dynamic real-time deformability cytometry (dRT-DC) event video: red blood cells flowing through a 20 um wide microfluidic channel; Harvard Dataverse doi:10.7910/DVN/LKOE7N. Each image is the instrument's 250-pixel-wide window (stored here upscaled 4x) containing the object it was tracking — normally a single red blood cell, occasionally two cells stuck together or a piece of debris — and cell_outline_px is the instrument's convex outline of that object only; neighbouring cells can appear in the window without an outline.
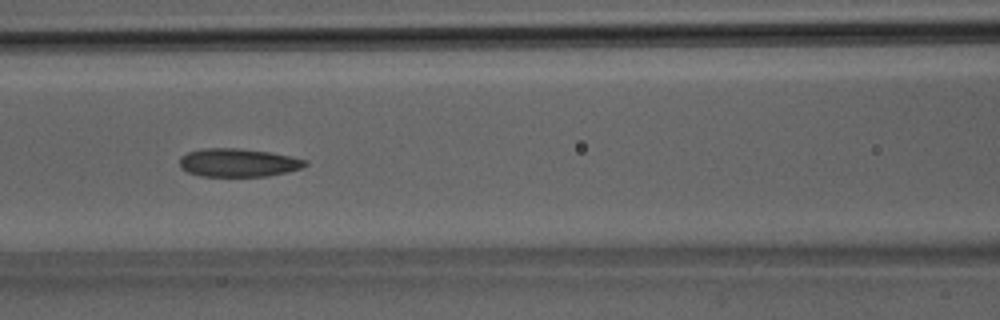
{"species": "Egyptian fruit bat (a non-hibernating species)", "species_latin": "Rousettus aegyptiacus", "temperature_condition": "room temperature", "stored_images_in_passage": 36, "camera_frame_rate_fps": 3000, "um_per_image_px": 0.085, "animal": {"sex": "male"}, "frame": {"image": 1, "passage_image": 16, "time_ms": 5.0, "image_size_px": [1000, 320], "cell_outline_px": [[308, 164], [300, 168], [288, 172], [268, 176], [200, 176], [188, 172], [180, 168], [180, 156], [188, 152], [204, 148], [236, 148], [268, 152], [308, 160]], "centroid_in_image_um": [20.23, 13.83], "position_along_channel_um": 146.4, "area_um2": 20.63}}
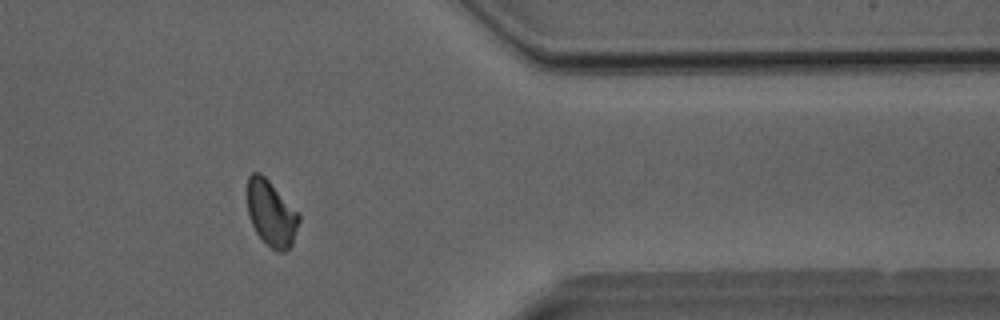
{"frame": {"image": 2, "passage_image": 30, "time_ms": 9.667, "image_size_px": [1000, 320], "cell_outline_px": [[300, 220], [292, 244], [284, 252], [276, 252], [256, 232], [248, 216], [248, 176], [252, 172], [260, 172], [300, 212]], "centroid_in_image_um": [23.08, 18.13], "position_along_channel_um": 388.3, "area_um2": 19.77}}
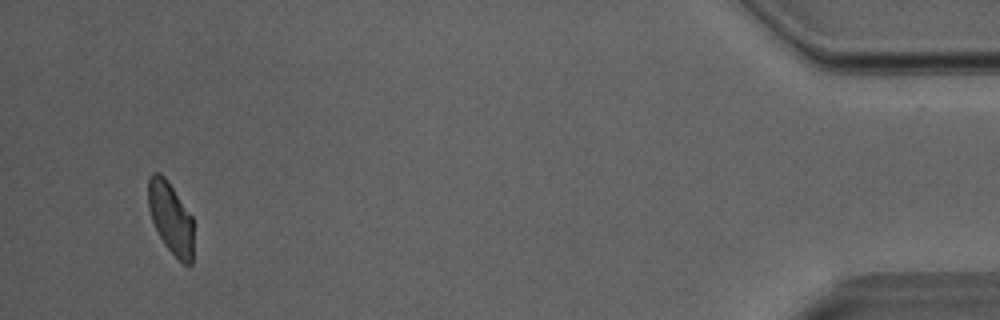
{"frame": {"image": 3, "passage_image": 35, "time_ms": 11.333, "image_size_px": [1000, 320], "cell_outline_px": [[192, 264], [184, 264], [164, 244], [152, 220], [148, 208], [148, 180], [152, 172], [160, 172], [168, 180], [192, 216]], "centroid_in_image_um": [14.49, 18.47], "position_along_channel_um": 420.7, "area_um2": 18.73}}